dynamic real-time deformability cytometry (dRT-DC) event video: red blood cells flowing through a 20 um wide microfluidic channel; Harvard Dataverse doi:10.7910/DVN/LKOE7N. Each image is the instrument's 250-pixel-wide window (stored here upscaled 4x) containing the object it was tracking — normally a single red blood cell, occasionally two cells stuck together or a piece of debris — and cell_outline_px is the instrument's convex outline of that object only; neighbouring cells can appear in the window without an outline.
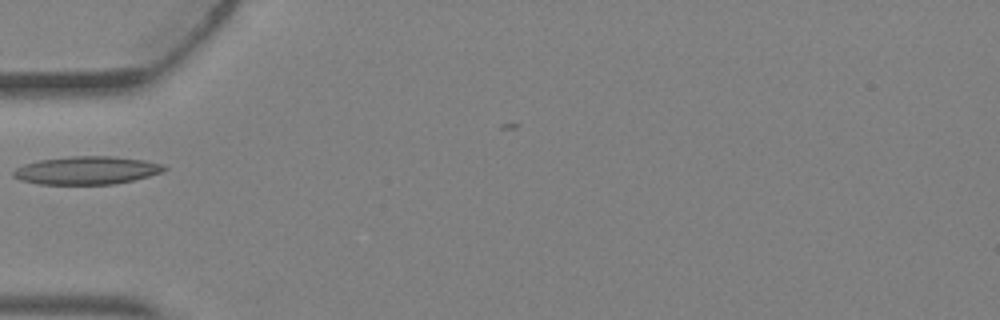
{"species": "Egyptian fruit bat (a non-hibernating species)", "species_latin": "Rousettus aegyptiacus", "temperature_condition": "warm", "stored_images_in_passage": 2, "camera_frame_rate_fps": 3000, "um_per_image_px": 0.085, "animal": {"sex": "female"}, "frame": {"image": 1, "passage_image": 1, "time_ms": 0.0, "image_size_px": [1000, 320], "cell_outline_px": [[168, 168], [160, 172], [148, 176], [116, 184], [40, 184], [20, 180], [12, 176], [12, 172], [16, 168], [24, 164], [40, 160], [72, 156], [112, 156], [144, 160], [164, 164]], "centroid_in_image_um": [7.36, 14.48], "position_along_channel_um": 77.6, "area_um2": 24.57}}